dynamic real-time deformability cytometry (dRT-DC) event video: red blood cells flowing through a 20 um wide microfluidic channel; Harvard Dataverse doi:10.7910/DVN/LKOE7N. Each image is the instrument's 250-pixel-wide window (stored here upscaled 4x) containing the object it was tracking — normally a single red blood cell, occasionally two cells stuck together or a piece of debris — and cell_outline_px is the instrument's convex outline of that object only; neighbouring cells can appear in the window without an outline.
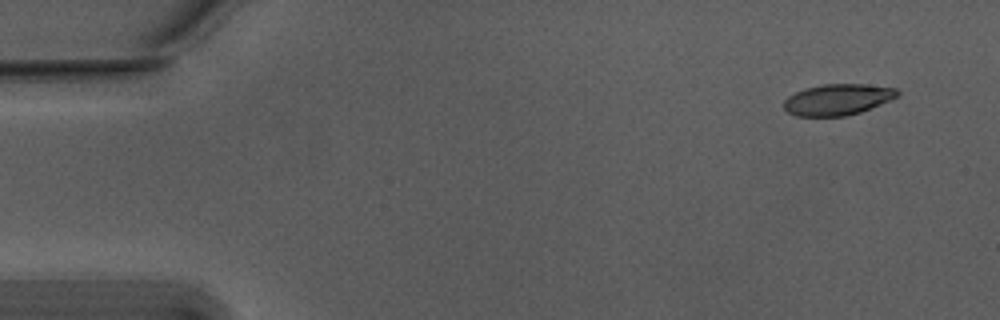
{"species": "Egyptian fruit bat (a non-hibernating species)", "species_latin": "Rousettus aegyptiacus", "temperature_condition": "warm", "stored_images_in_passage": 52, "camera_frame_rate_fps": 3000, "um_per_image_px": 0.085, "animal": {"sex": "male"}, "frame": {"image": 1, "passage_image": 1, "time_ms": 0.0, "image_size_px": [1000, 320], "cell_outline_px": [[900, 92], [896, 96], [880, 104], [860, 112], [844, 116], [796, 116], [788, 112], [784, 108], [784, 100], [788, 96], [804, 88], [824, 84], [864, 84], [896, 88]], "centroid_in_image_um": [71.16, 8.46], "position_along_channel_um": 13.8, "area_um2": 20.4}}
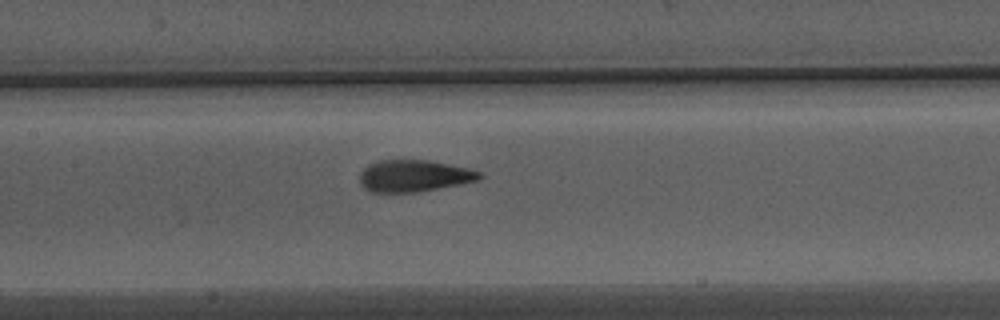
{"frame": {"image": 2, "passage_image": 23, "time_ms": 7.333, "image_size_px": [1000, 320], "cell_outline_px": [[484, 176], [480, 180], [420, 192], [368, 192], [360, 184], [360, 172], [368, 164], [380, 160], [428, 160], [468, 168], [480, 172]], "centroid_in_image_um": [35.18, 14.95], "position_along_channel_um": 172.2, "area_um2": 22.37}}
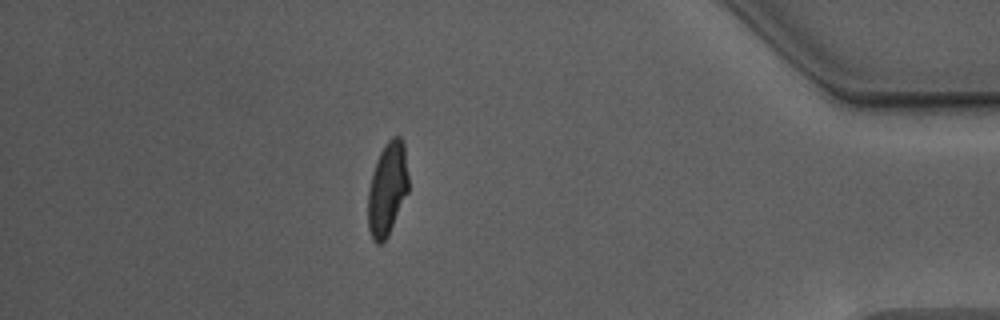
{"frame": {"image": 3, "passage_image": 45, "time_ms": 14.667, "image_size_px": [1000, 320], "cell_outline_px": [[408, 192], [388, 236], [380, 244], [376, 244], [372, 240], [368, 228], [368, 192], [372, 172], [376, 160], [380, 152], [388, 140], [392, 136], [400, 136], [404, 140], [408, 176]], "centroid_in_image_um": [32.92, 16.05], "position_along_channel_um": 402.3, "area_um2": 22.2}, "authors_computed_cell_mechanics": {"area_um2": 22.0218, "velocity_mm_per_s": 3.7575, "shape_relaxation_time_tau1_ms": 4.8397, "shape_relaxation_time_tau2_ms": 1.0624, "deformation_change_tau1": 0.2053, "deformation_change_tau2": 0.0827}}